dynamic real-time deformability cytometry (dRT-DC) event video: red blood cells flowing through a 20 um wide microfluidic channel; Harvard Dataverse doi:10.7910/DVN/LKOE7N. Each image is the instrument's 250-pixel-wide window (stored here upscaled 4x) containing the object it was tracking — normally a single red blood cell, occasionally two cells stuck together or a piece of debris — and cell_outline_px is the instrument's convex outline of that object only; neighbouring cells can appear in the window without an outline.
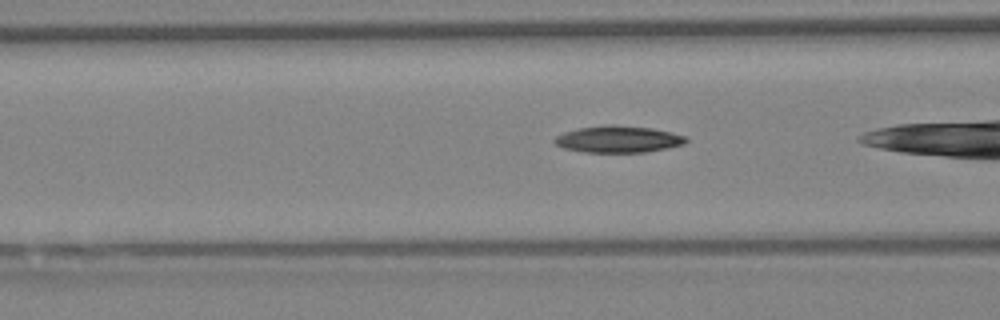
{"species": "Egyptian fruit bat (a non-hibernating species)", "species_latin": "Rousettus aegyptiacus", "temperature_condition": "warm", "stored_images_in_passage": 25, "camera_frame_rate_fps": 3000, "um_per_image_px": 0.085, "animal": {"sex": "female"}, "frame": {"image": 1, "passage_image": 19, "time_ms": 6.0, "image_size_px": [1000, 320], "cell_outline_px": [[688, 140], [684, 144], [668, 148], [644, 152], [584, 152], [564, 148], [556, 144], [552, 140], [556, 136], [564, 132], [580, 128], [612, 124], [652, 128], [672, 132], [684, 136]], "centroid_in_image_um": [52.56, 11.83], "position_along_channel_um": 114.0, "area_um2": 20.4}}
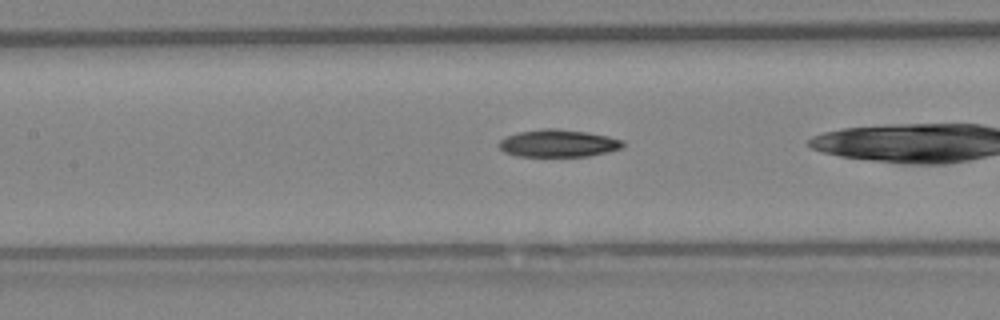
{"frame": {"image": 2, "passage_image": 23, "time_ms": 7.333, "image_size_px": [1000, 320], "cell_outline_px": [[624, 148], [608, 152], [588, 156], [516, 156], [504, 152], [500, 148], [500, 140], [508, 136], [520, 132], [544, 128], [556, 128], [588, 132], [608, 136], [624, 140]], "centroid_in_image_um": [47.51, 12.18], "position_along_channel_um": 159.9, "area_um2": 19.83}}